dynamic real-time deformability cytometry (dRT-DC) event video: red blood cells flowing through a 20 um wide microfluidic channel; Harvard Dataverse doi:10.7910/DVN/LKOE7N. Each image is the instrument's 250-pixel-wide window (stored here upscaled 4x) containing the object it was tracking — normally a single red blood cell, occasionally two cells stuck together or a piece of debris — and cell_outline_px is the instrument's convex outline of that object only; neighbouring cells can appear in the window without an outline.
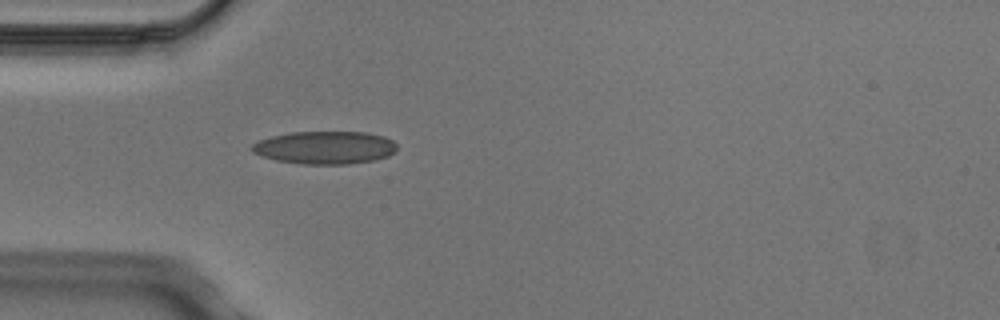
{"species": "Egyptian fruit bat (a non-hibernating species)", "species_latin": "Rousettus aegyptiacus", "temperature_condition": "cold", "stored_images_in_passage": 1, "camera_frame_rate_fps": 3000, "um_per_image_px": 0.085, "animal": {"sex": "male"}, "frame": {"image": 1, "passage_image": 1, "time_ms": 0.0, "image_size_px": [1000, 320], "cell_outline_px": [[396, 152], [388, 156], [372, 160], [348, 164], [300, 164], [276, 160], [252, 152], [248, 148], [252, 144], [260, 140], [272, 136], [292, 132], [368, 132], [384, 136], [392, 140], [396, 144]], "centroid_in_image_um": [27.62, 12.54], "position_along_channel_um": 57.4, "area_um2": 27.8}}